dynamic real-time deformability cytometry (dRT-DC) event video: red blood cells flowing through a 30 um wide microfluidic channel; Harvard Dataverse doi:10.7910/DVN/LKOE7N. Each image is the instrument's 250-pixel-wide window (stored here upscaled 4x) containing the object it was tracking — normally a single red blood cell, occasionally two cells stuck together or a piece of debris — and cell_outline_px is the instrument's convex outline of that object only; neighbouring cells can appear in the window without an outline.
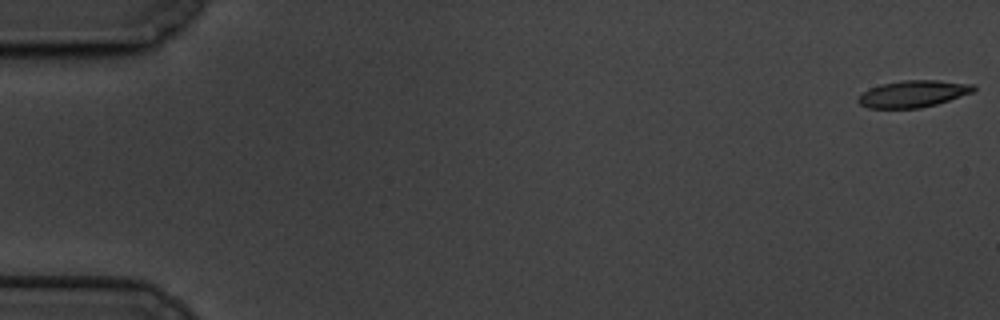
{"species": "common noctule bat (a hibernating species)", "species_latin": "Nyctalus noctula", "temperature_condition": "cold", "stored_images_in_passage": 61, "camera_frame_rate_fps": 3000, "um_per_image_px": 0.085, "animal": {"sex": "male", "body_mass_g": 19.5, "forearm_length_mm": 54.6}, "frame": {"image": 1, "passage_image": 1, "time_ms": 0.0, "image_size_px": [1000, 320], "cell_outline_px": [[976, 88], [972, 92], [936, 104], [920, 108], [868, 108], [860, 104], [856, 100], [864, 92], [880, 84], [904, 80], [936, 80], [972, 84]], "centroid_in_image_um": [77.6, 7.97], "position_along_channel_um": 7.4, "area_um2": 17.74}}
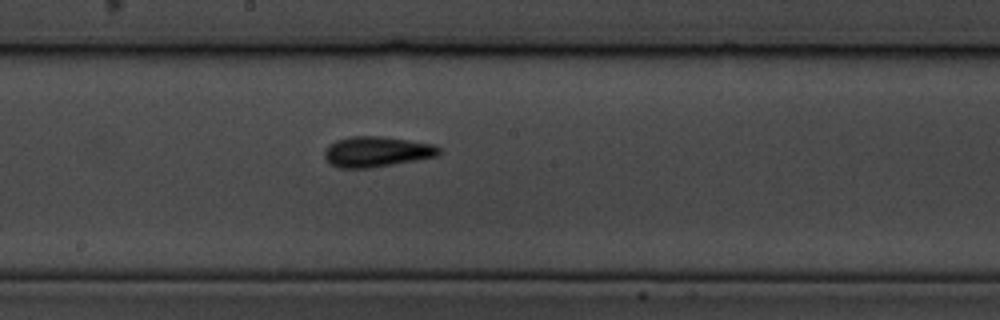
{"frame": {"image": 2, "passage_image": 33, "time_ms": 10.667, "image_size_px": [1000, 320], "cell_outline_px": [[440, 152], [436, 156], [416, 160], [368, 168], [340, 168], [332, 164], [324, 156], [324, 152], [328, 144], [336, 140], [352, 136], [380, 136], [408, 140], [432, 144], [440, 148]], "centroid_in_image_um": [31.99, 12.89], "position_along_channel_um": 216.2, "area_um2": 20.06}}
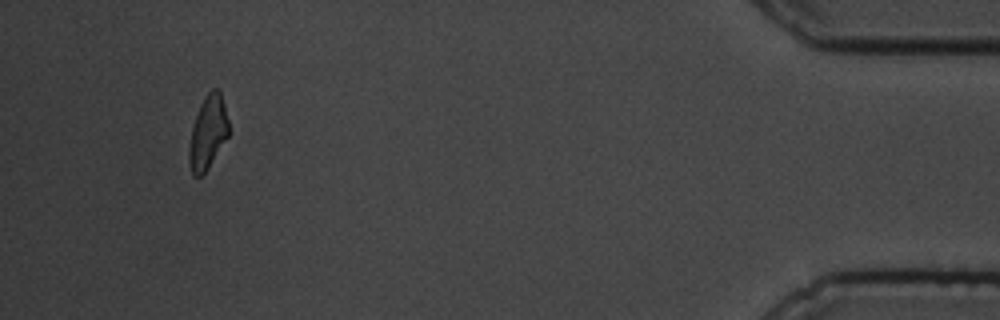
{"frame": {"image": 3, "passage_image": 57, "time_ms": 18.667, "image_size_px": [1000, 320], "cell_outline_px": [[228, 136], [208, 168], [200, 176], [192, 176], [188, 160], [188, 148], [192, 128], [200, 104], [204, 96], [212, 88], [220, 88], [228, 120]], "centroid_in_image_um": [17.66, 11.24], "position_along_channel_um": 417.5, "area_um2": 16.94}, "authors_computed_cell_mechanics": {"area_um2": 18.4382, "velocity_mm_per_s": 3.357, "shape_relaxation_time_tau1_ms": 3.8277, "shape_relaxation_time_tau2_ms": 1.1319, "deformation_change_tau1": 0.1479, "deformation_change_tau2": 0.0712}}